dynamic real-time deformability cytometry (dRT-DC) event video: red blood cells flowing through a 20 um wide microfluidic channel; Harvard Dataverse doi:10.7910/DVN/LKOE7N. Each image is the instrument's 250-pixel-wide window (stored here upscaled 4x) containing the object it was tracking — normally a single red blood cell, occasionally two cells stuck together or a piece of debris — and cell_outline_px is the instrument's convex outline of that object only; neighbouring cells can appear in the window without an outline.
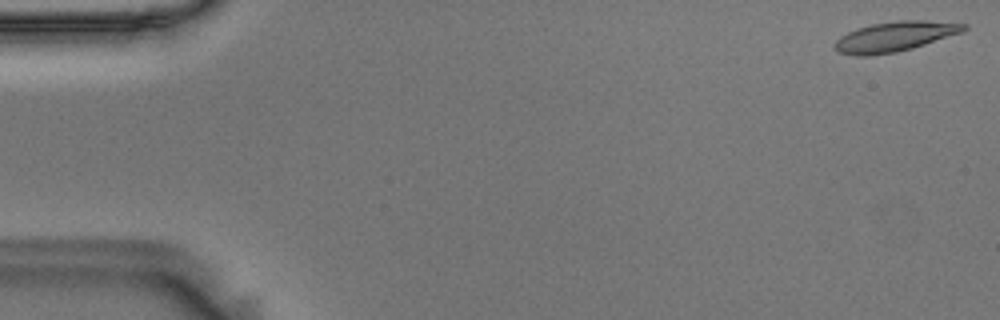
{"species": "Egyptian fruit bat (a non-hibernating species)", "species_latin": "Rousettus aegyptiacus", "temperature_condition": "room temperature", "stored_images_in_passage": 17, "camera_frame_rate_fps": 3000, "um_per_image_px": 0.085, "animal": {"sex": "male"}, "frame": {"image": 1, "passage_image": 1, "time_ms": 0.0, "image_size_px": [1000, 320], "cell_outline_px": [[968, 28], [964, 32], [912, 48], [896, 52], [868, 56], [856, 56], [836, 52], [836, 40], [840, 36], [856, 28], [872, 24], [900, 20], [924, 20], [968, 24]], "centroid_in_image_um": [76.08, 3.11], "position_along_channel_um": 8.9, "area_um2": 22.54}}
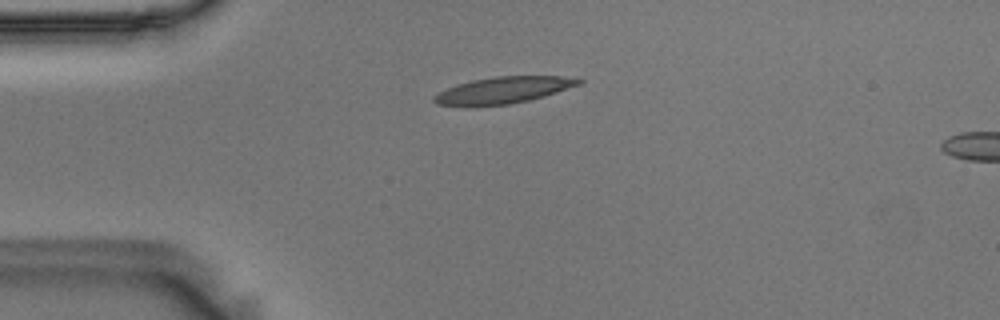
{"frame": {"image": 2, "passage_image": 13, "time_ms": 4.0, "image_size_px": [1000, 320], "cell_outline_px": [[584, 80], [580, 84], [544, 96], [528, 100], [508, 104], [436, 104], [432, 100], [432, 96], [456, 84], [472, 80], [496, 76], [560, 76]], "centroid_in_image_um": [42.8, 7.63], "position_along_channel_um": 42.2, "area_um2": 21.62}}